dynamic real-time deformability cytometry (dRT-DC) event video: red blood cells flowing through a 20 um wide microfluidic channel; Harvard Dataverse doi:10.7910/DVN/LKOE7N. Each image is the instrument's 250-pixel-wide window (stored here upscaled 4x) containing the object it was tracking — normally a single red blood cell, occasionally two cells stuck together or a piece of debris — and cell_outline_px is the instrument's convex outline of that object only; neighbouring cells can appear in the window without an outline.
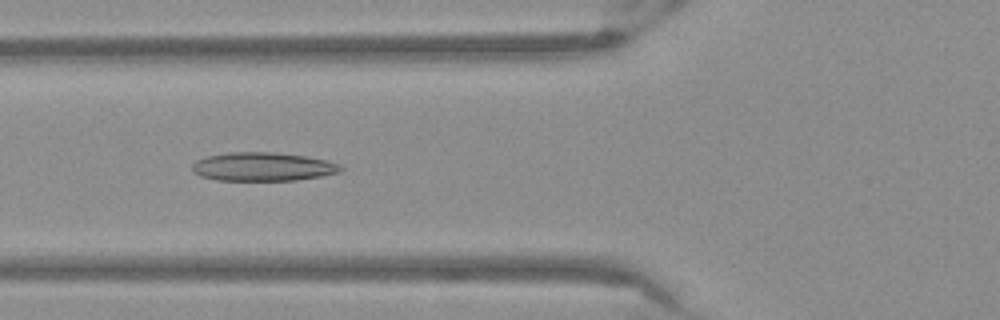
{"species": "Egyptian fruit bat (a non-hibernating species)", "species_latin": "Rousettus aegyptiacus", "temperature_condition": "warm", "stored_images_in_passage": 52, "camera_frame_rate_fps": 3000, "um_per_image_px": 0.085, "frame": {"image": 1, "passage_image": 20, "time_ms": 6.333, "image_size_px": [1000, 320], "cell_outline_px": [[344, 168], [340, 172], [320, 176], [296, 180], [216, 180], [200, 176], [192, 172], [192, 164], [196, 160], [208, 156], [232, 152], [272, 152], [304, 156], [328, 160], [340, 164]], "centroid_in_image_um": [22.34, 14.17], "position_along_channel_um": 103.5, "area_um2": 24.74}}
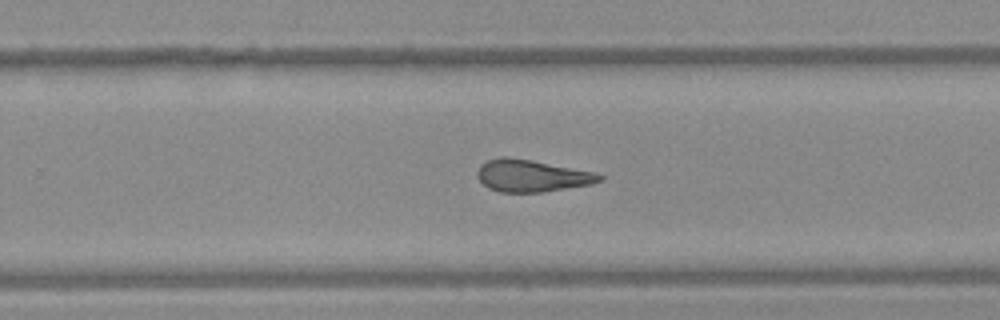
{"frame": {"image": 2, "passage_image": 34, "time_ms": 11.0, "image_size_px": [1000, 320], "cell_outline_px": [[604, 180], [592, 184], [544, 192], [500, 192], [488, 188], [476, 176], [476, 172], [480, 164], [488, 160], [500, 156], [508, 156], [532, 160], [596, 172], [604, 176]], "centroid_in_image_um": [45.2, 14.93], "position_along_channel_um": 284.6, "area_um2": 23.12}}
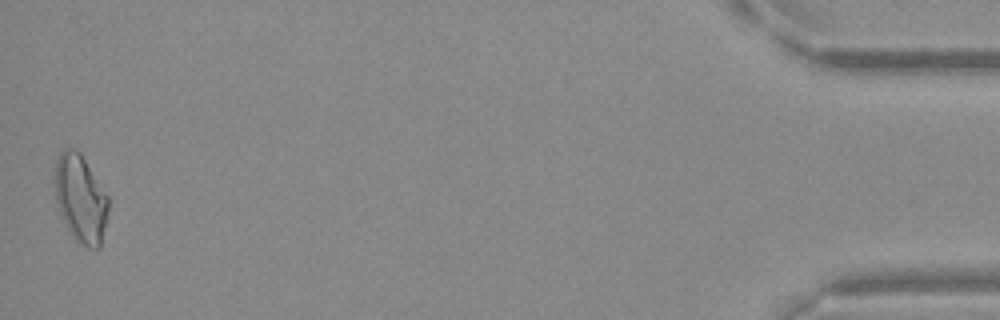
{"frame": {"image": 3, "passage_image": 52, "time_ms": 17.0, "image_size_px": [1000, 320], "cell_outline_px": [[108, 208], [100, 248], [88, 248], [72, 236], [60, 212], [56, 200], [56, 160], [60, 152], [64, 148], [72, 148], [80, 152], [108, 196]], "centroid_in_image_um": [6.86, 16.86], "position_along_channel_um": 428.3, "area_um2": 26.76}}